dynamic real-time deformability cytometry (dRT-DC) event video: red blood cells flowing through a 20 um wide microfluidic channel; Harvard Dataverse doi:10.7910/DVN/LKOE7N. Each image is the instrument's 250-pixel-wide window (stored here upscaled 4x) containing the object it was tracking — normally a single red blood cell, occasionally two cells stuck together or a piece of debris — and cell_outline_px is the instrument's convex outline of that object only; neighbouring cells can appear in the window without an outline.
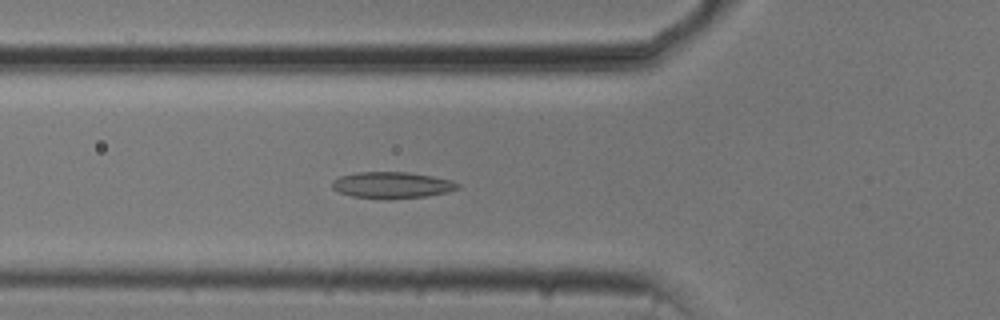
{"species": "common noctule bat (a hibernating species)", "species_latin": "Nyctalus noctula", "temperature_condition": "cold", "stored_images_in_passage": 49, "camera_frame_rate_fps": 3000, "um_per_image_px": 0.085, "animal": {"sex": "male", "body_mass_g": 20.5, "forearm_length_mm": 52.5}, "frame": {"image": 1, "passage_image": 14, "time_ms": 4.333, "image_size_px": [1000, 320], "cell_outline_px": [[460, 188], [448, 192], [428, 196], [392, 200], [384, 200], [352, 196], [340, 192], [332, 188], [332, 180], [340, 176], [356, 172], [408, 172], [432, 176], [452, 180], [460, 184]], "centroid_in_image_um": [33.34, 15.75], "position_along_channel_um": 92.5, "area_um2": 19.71}}
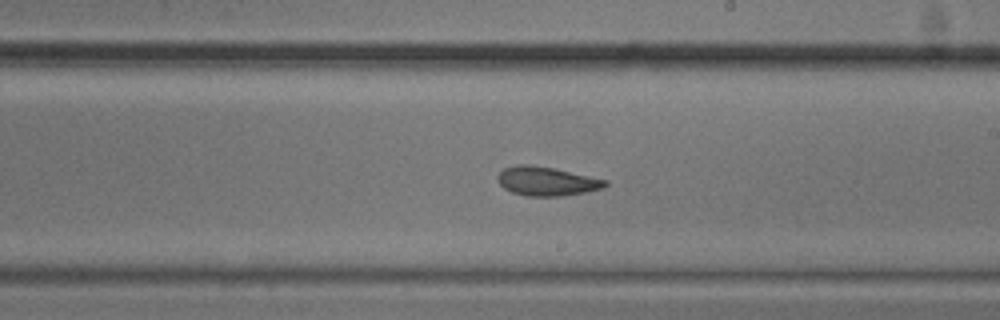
{"frame": {"image": 2, "passage_image": 26, "time_ms": 8.333, "image_size_px": [1000, 320], "cell_outline_px": [[608, 184], [604, 188], [588, 192], [564, 196], [524, 196], [512, 192], [504, 188], [500, 184], [496, 176], [504, 168], [516, 164], [528, 164], [552, 168], [608, 180]], "centroid_in_image_um": [46.47, 15.41], "position_along_channel_um": 242.5, "area_um2": 18.26}}
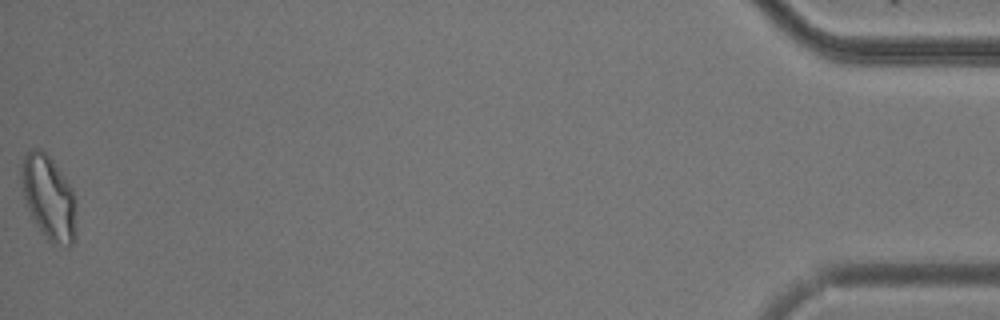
{"frame": {"image": 3, "passage_image": 49, "time_ms": 16.0, "image_size_px": [1000, 320], "cell_outline_px": [[76, 236], [72, 244], [68, 248], [52, 244], [48, 240], [32, 216], [28, 208], [24, 196], [20, 176], [20, 168], [24, 156], [32, 148], [40, 148], [52, 160], [64, 176], [72, 188], [76, 204]], "centroid_in_image_um": [4.17, 16.82], "position_along_channel_um": 431.0, "area_um2": 27.05}, "authors_computed_cell_mechanics": {"area_um2": 19.4208, "velocity_mm_per_s": 3.7335, "shape_relaxation_time_tau1_ms": 10.5259, "shape_relaxation_time_tau2_ms": 3.5582, "deformation_change_tau1": 0.1947, "deformation_change_tau2": 0.0941}}